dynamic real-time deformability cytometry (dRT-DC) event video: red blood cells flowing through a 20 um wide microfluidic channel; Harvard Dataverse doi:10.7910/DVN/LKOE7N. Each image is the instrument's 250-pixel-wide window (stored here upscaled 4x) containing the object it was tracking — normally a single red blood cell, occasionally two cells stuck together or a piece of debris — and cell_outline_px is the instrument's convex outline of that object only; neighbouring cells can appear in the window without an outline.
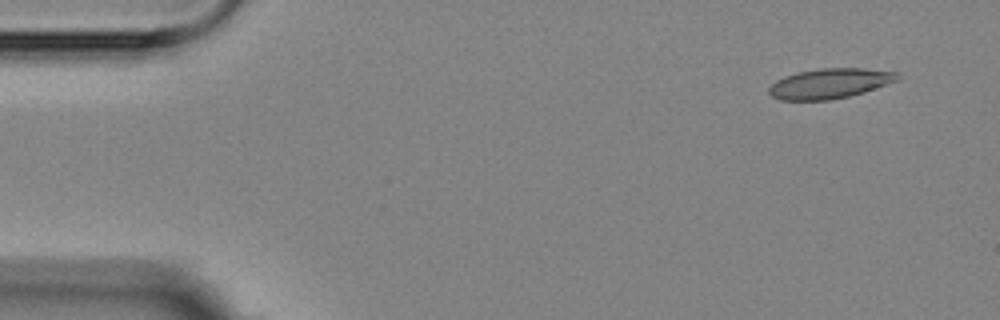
{"species": "Egyptian fruit bat (a non-hibernating species)", "species_latin": "Rousettus aegyptiacus", "temperature_condition": "room temperature", "stored_images_in_passage": 14, "camera_frame_rate_fps": 3000, "um_per_image_px": 0.085, "animal": {"sex": "female"}, "frame": {"image": 1, "passage_image": 1, "time_ms": 0.0, "image_size_px": [1000, 320], "cell_outline_px": [[900, 80], [864, 92], [848, 96], [828, 100], [780, 100], [772, 96], [768, 92], [768, 88], [776, 80], [784, 76], [796, 72], [820, 68], [864, 68], [900, 72]], "centroid_in_image_um": [70.55, 7.08], "position_along_channel_um": 14.4, "area_um2": 22.72}}
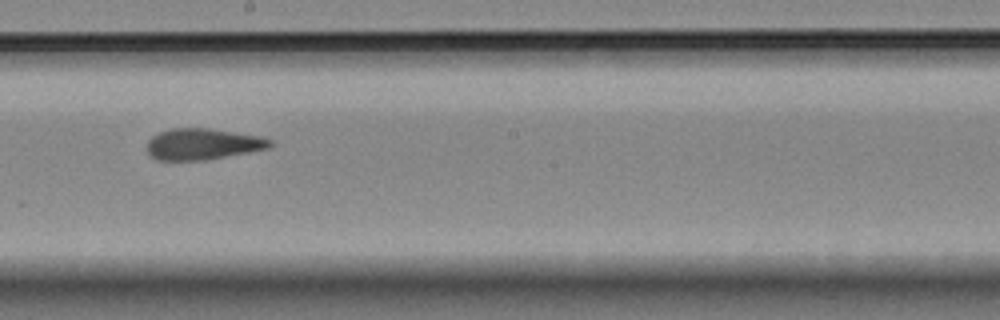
{"frame": {"image": 2, "passage_image": 8, "time_ms": 9.0, "image_size_px": [1000, 320], "cell_outline_px": [[276, 144], [268, 148], [248, 152], [204, 160], [156, 160], [148, 156], [144, 148], [148, 140], [152, 136], [160, 132], [172, 128], [208, 128], [260, 136], [272, 140]], "centroid_in_image_um": [17.18, 12.25], "position_along_channel_um": 231.0, "area_um2": 22.6}}
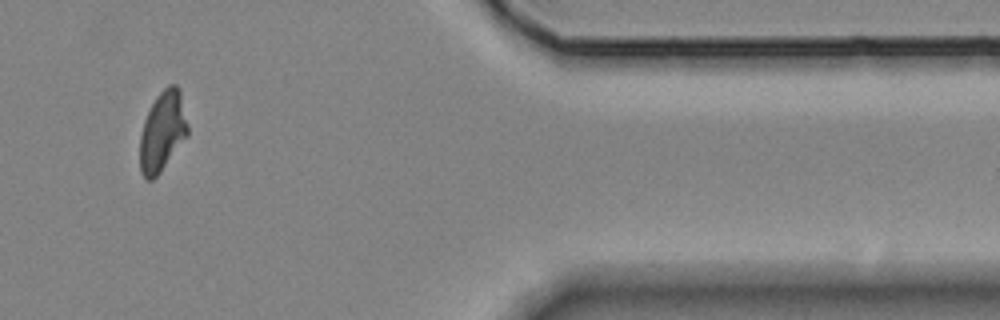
{"frame": {"image": 3, "passage_image": 13, "time_ms": 14.667, "image_size_px": [1000, 320], "cell_outline_px": [[188, 136], [160, 172], [152, 180], [148, 180], [140, 172], [140, 136], [144, 120], [156, 96], [168, 84], [176, 84], [180, 88], [188, 124]], "centroid_in_image_um": [13.83, 11.15], "position_along_channel_um": 397.6, "area_um2": 22.37}, "authors_computed_cell_mechanics": {"area_um2": 22.6865, "velocity_mm_per_s": 3.5313, "shape_relaxation_time_tau1_ms": null, "shape_relaxation_time_tau2_ms": 1.5131, "deformation_change_tau1": null, "deformation_change_tau2": 0.0651}}